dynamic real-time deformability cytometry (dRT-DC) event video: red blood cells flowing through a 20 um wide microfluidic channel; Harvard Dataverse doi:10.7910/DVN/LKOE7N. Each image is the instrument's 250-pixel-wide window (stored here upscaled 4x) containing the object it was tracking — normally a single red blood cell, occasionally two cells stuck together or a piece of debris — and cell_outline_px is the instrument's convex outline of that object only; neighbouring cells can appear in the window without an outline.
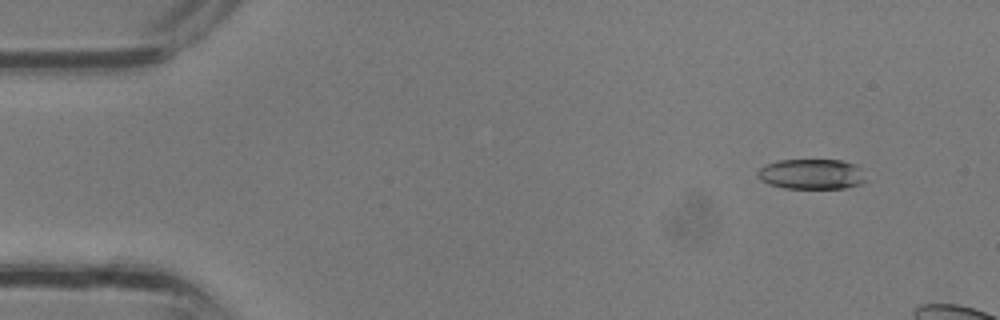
{"species": "common noctule bat (a hibernating species)", "species_latin": "Nyctalus noctula", "temperature_condition": "room temperature", "stored_images_in_passage": 9, "camera_frame_rate_fps": 3000, "um_per_image_px": 0.085, "animal": {"sex": "male", "body_mass_g": 13.3}, "frame": {"image": 1, "passage_image": 4, "time_ms": 1.0, "image_size_px": [1000, 320], "cell_outline_px": [[868, 180], [864, 184], [844, 188], [784, 188], [760, 180], [756, 176], [756, 172], [760, 168], [768, 164], [780, 160], [840, 160], [856, 164]], "centroid_in_image_um": [69.02, 14.8], "position_along_channel_um": 16.0, "area_um2": 19.13}}